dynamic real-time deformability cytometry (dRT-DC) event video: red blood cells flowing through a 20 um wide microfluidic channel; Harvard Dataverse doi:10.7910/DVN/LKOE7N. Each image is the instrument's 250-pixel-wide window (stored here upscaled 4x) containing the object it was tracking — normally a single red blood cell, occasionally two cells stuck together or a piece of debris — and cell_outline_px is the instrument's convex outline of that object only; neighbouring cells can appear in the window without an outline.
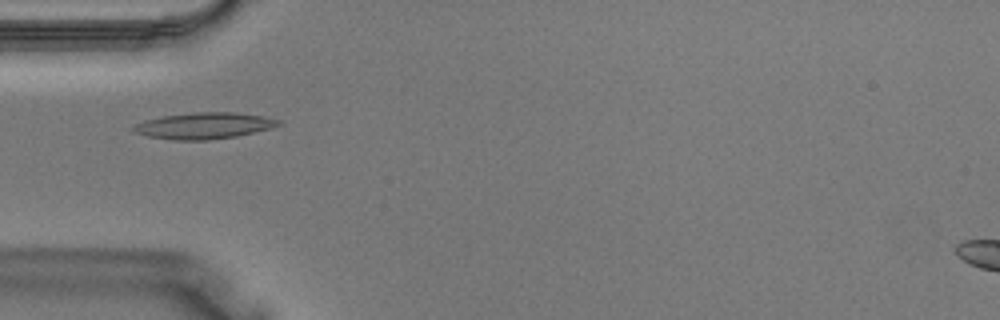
{"species": "Egyptian fruit bat (a non-hibernating species)", "species_latin": "Rousettus aegyptiacus", "temperature_condition": "warm", "stored_images_in_passage": 39, "camera_frame_rate_fps": 3000, "um_per_image_px": 0.085, "animal": {"sex": "male"}, "frame": {"image": 1, "passage_image": 12, "time_ms": 3.667, "image_size_px": [1000, 320], "cell_outline_px": [[280, 124], [272, 128], [236, 136], [208, 140], [172, 140], [148, 136], [132, 132], [128, 128], [144, 120], [164, 116], [196, 112], [236, 112], [264, 116], [280, 120]], "centroid_in_image_um": [17.3, 10.68], "position_along_channel_um": 67.7, "area_um2": 22.31}}
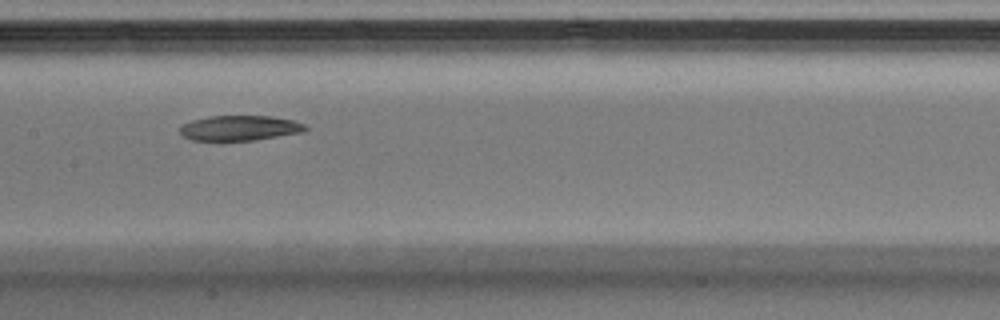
{"frame": {"image": 2, "passage_image": 19, "time_ms": 6.0, "image_size_px": [1000, 320], "cell_outline_px": [[308, 128], [304, 132], [256, 140], [192, 140], [184, 136], [180, 132], [180, 128], [184, 124], [192, 120], [212, 116], [272, 116], [292, 120], [304, 124]], "centroid_in_image_um": [20.42, 10.88], "position_along_channel_um": 187.0, "area_um2": 18.21}}
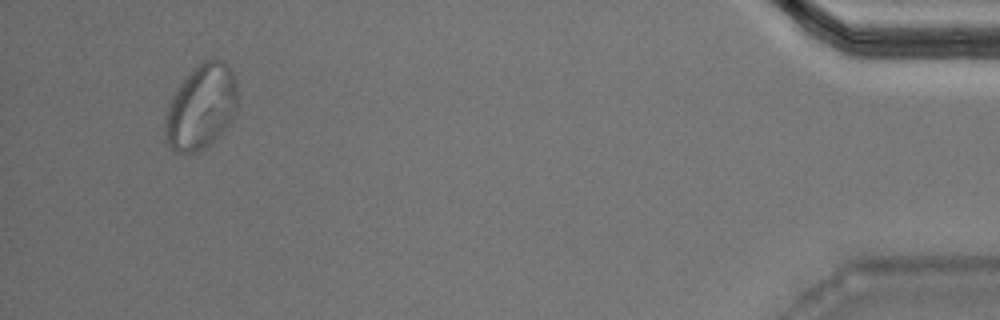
{"frame": {"image": 3, "passage_image": 37, "time_ms": 12.0, "image_size_px": [1000, 320], "cell_outline_px": [[236, 116], [220, 136], [204, 148], [196, 152], [176, 152], [168, 144], [164, 136], [164, 116], [168, 104], [176, 88], [184, 76], [200, 60], [224, 60], [228, 64], [232, 72], [236, 84]], "centroid_in_image_um": [17.08, 9.08], "position_along_channel_um": 418.1, "area_um2": 36.47}}